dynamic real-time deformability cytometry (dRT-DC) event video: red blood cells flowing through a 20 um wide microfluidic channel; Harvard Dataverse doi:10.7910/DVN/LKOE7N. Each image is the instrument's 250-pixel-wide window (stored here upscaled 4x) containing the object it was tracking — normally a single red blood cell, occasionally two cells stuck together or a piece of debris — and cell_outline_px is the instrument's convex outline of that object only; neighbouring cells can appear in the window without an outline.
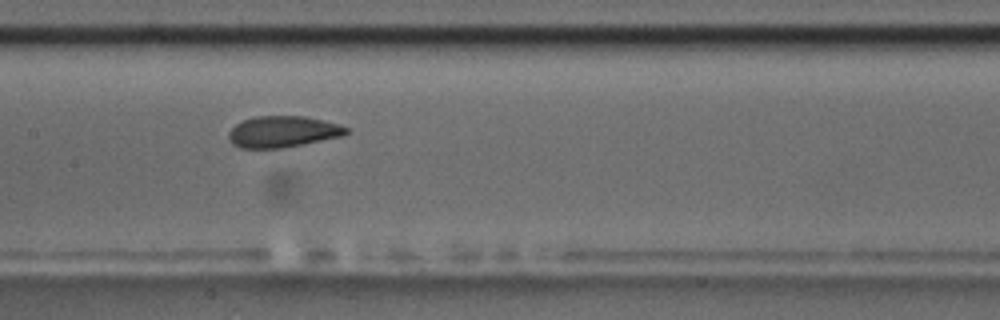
{"species": "common noctule bat (a hibernating species)", "species_latin": "Nyctalus noctula", "temperature_condition": "room temperature", "stored_images_in_passage": 41, "camera_frame_rate_fps": 3000, "um_per_image_px": 0.085, "animal": {"sex": "male", "body_mass_g": 17.5, "forearm_length_mm": 52.3}, "frame": {"image": 1, "passage_image": 18, "time_ms": 5.667, "image_size_px": [1000, 320], "cell_outline_px": [[352, 132], [344, 136], [284, 148], [240, 148], [232, 144], [228, 136], [228, 132], [236, 124], [244, 120], [256, 116], [304, 116], [324, 120], [348, 128]], "centroid_in_image_um": [24.07, 11.2], "position_along_channel_um": 183.3, "area_um2": 21.62}}